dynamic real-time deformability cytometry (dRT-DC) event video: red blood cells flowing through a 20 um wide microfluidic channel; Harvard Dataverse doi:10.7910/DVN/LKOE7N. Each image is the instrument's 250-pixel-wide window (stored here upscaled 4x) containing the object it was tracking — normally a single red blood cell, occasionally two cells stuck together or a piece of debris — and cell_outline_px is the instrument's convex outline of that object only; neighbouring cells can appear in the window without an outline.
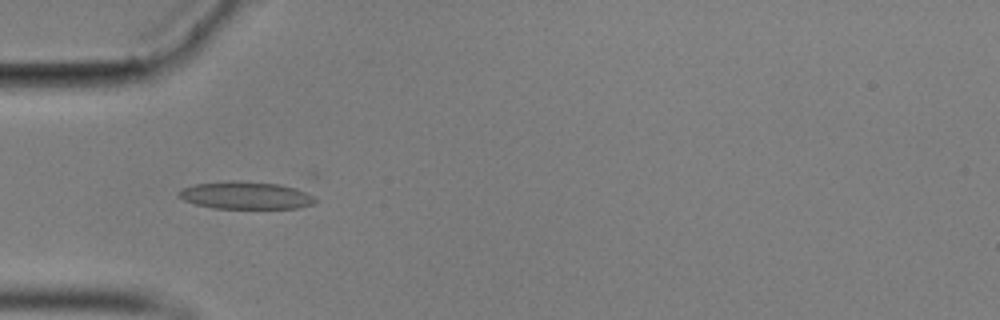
{"species": "common noctule bat (a hibernating species)", "species_latin": "Nyctalus noctula", "temperature_condition": "cold", "stored_images_in_passage": 46, "camera_frame_rate_fps": 3000, "um_per_image_px": 0.085, "animal": {"sex": "male", "body_mass_g": 17.9}, "frame": {"image": 1, "passage_image": 17, "time_ms": 5.333, "image_size_px": [1000, 320], "cell_outline_px": [[316, 200], [312, 204], [296, 208], [216, 208], [196, 204], [184, 200], [180, 196], [180, 192], [184, 188], [196, 184], [228, 180], [240, 180], [280, 184], [296, 188], [312, 196]], "centroid_in_image_um": [20.9, 16.59], "position_along_channel_um": 64.1, "area_um2": 21.56}}
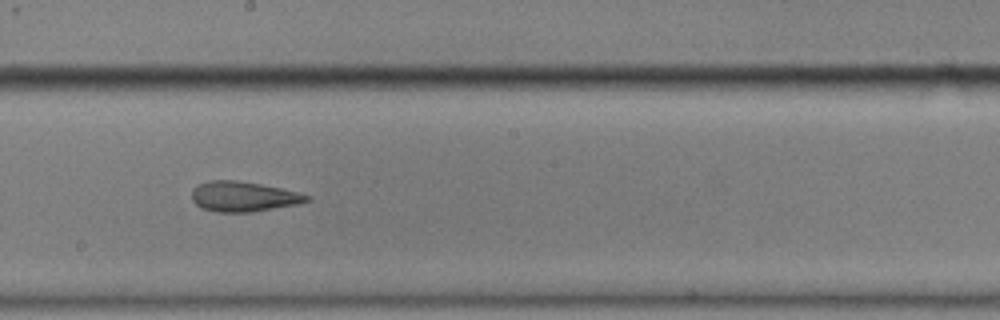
{"frame": {"image": 2, "passage_image": 31, "time_ms": 10.0, "image_size_px": [1000, 320], "cell_outline_px": [[312, 200], [296, 204], [252, 212], [216, 212], [200, 208], [192, 200], [192, 188], [208, 180], [236, 180], [260, 184], [300, 192], [312, 196]], "centroid_in_image_um": [20.69, 16.7], "position_along_channel_um": 227.5, "area_um2": 20.29}}
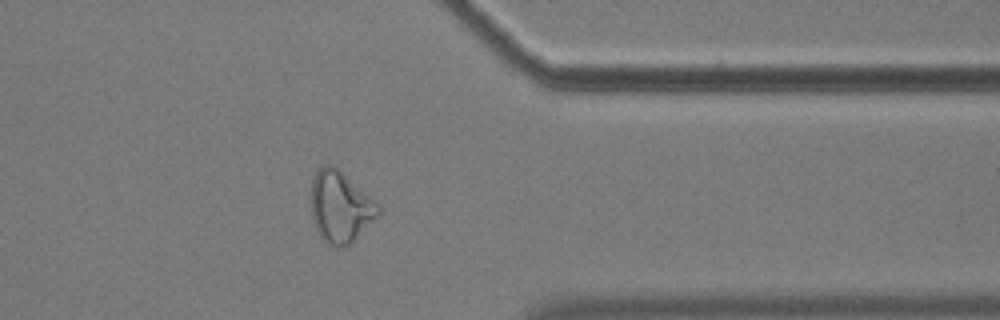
{"frame": {"image": 3, "passage_image": 45, "time_ms": 14.667, "image_size_px": [1000, 320], "cell_outline_px": [[380, 212], [352, 244], [340, 248], [336, 248], [328, 244], [320, 236], [316, 228], [312, 216], [308, 196], [312, 180], [316, 168], [324, 164], [332, 164], [380, 204]], "centroid_in_image_um": [28.88, 17.58], "position_along_channel_um": 382.5, "area_um2": 28.44}}